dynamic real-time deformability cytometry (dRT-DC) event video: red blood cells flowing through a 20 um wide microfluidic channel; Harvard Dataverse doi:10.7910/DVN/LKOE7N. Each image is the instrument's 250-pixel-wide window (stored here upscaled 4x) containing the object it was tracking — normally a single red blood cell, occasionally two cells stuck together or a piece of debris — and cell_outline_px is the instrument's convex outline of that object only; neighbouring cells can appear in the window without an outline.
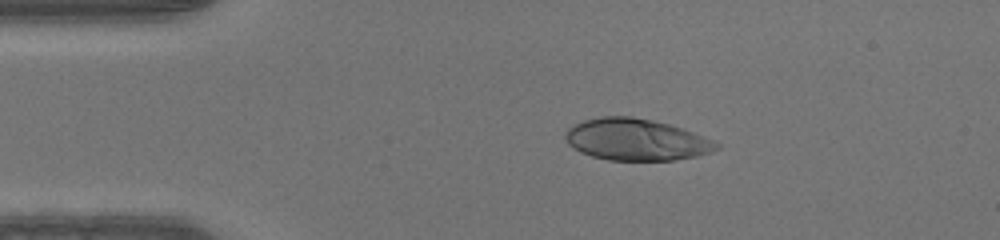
{"species": "human", "species_latin": "Homo sapiens", "temperature_condition": "warm", "stored_images_in_passage": 39, "camera_frame_rate_fps": 3000, "um_per_image_px": 0.085, "donor": {"sex": "male"}, "frame": {"image": 1, "passage_image": 1, "time_ms": 0.0, "image_size_px": [1000, 240], "cell_outline_px": [[720, 148], [712, 152], [696, 156], [672, 160], [608, 160], [592, 156], [580, 152], [568, 144], [564, 136], [564, 132], [572, 124], [584, 120], [604, 116], [632, 116], [652, 120], [668, 124], [692, 132], [712, 140], [720, 144]], "centroid_in_image_um": [54.04, 11.87], "position_along_channel_um": 31.0, "area_um2": 36.65}}
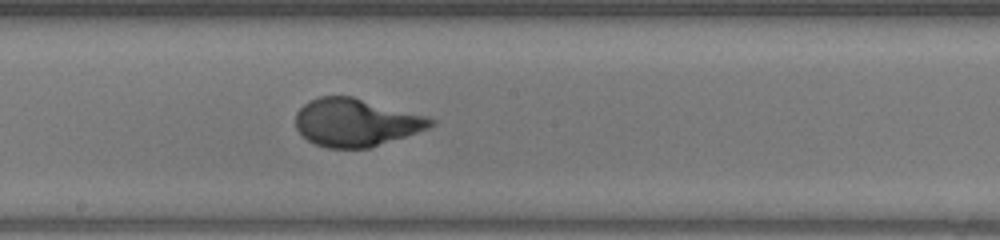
{"frame": {"image": 2, "passage_image": 17, "time_ms": 5.333, "image_size_px": [1000, 240], "cell_outline_px": [[436, 124], [428, 128], [368, 148], [328, 148], [316, 144], [308, 140], [296, 128], [296, 112], [308, 100], [320, 96], [352, 96], [428, 116], [436, 120]], "centroid_in_image_um": [30.25, 10.39], "position_along_channel_um": 218.0, "area_um2": 37.45}}
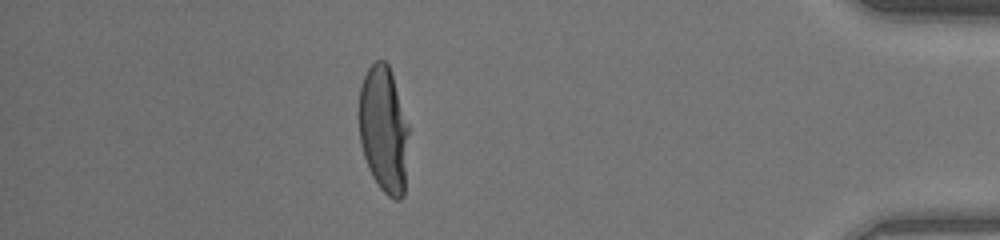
{"frame": {"image": 3, "passage_image": 33, "time_ms": 10.667, "image_size_px": [1000, 240], "cell_outline_px": [[408, 132], [404, 196], [400, 200], [396, 200], [388, 196], [380, 188], [372, 176], [368, 168], [360, 144], [356, 116], [360, 84], [368, 68], [376, 60], [384, 60], [388, 64], [392, 72], [408, 124]], "centroid_in_image_um": [32.57, 10.98], "position_along_channel_um": 402.6, "area_um2": 37.51}}